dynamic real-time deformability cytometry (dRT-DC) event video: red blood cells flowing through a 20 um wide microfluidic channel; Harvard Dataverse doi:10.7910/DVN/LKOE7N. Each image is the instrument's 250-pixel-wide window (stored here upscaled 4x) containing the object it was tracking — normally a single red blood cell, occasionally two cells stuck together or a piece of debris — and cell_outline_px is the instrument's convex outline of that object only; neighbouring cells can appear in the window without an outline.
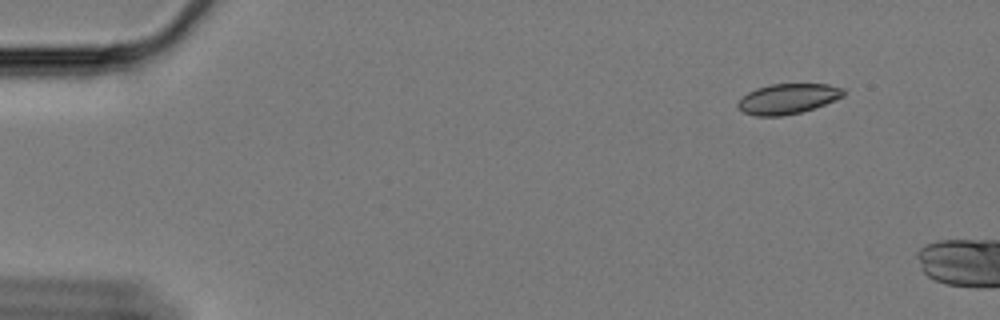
{"species": "Egyptian fruit bat (a non-hibernating species)", "species_latin": "Rousettus aegyptiacus", "temperature_condition": "cold", "stored_images_in_passage": 7, "camera_frame_rate_fps": 3000, "um_per_image_px": 0.085, "animal": {"sex": "female"}, "frame": {"image": 1, "passage_image": 1, "time_ms": 0.0, "image_size_px": [1000, 320], "cell_outline_px": [[844, 96], [836, 100], [800, 112], [780, 116], [756, 116], [744, 112], [736, 104], [748, 92], [756, 88], [772, 84], [828, 84], [844, 88]], "centroid_in_image_um": [66.98, 8.39], "position_along_channel_um": 18.0, "area_um2": 18.38}}